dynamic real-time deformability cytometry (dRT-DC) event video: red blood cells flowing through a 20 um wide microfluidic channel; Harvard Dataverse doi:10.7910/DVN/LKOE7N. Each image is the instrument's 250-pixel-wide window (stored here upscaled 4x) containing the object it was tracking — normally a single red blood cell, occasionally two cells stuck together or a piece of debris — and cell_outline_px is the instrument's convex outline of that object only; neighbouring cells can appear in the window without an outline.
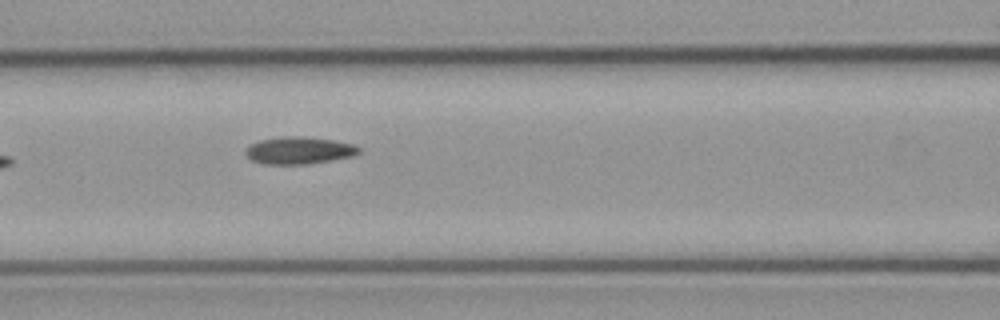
{"species": "common noctule bat (a hibernating species)", "species_latin": "Nyctalus noctula", "temperature_condition": "cold", "stored_images_in_passage": 4, "camera_frame_rate_fps": 3000, "um_per_image_px": 0.085, "animal": {"sex": "male", "body_mass_g": 23.1, "forearm_length_mm": 52.7}, "frame": {"image": 1, "passage_image": 4, "time_ms": 3.667, "image_size_px": [1000, 320], "cell_outline_px": [[360, 152], [352, 156], [304, 164], [264, 164], [252, 160], [244, 152], [252, 144], [260, 140], [284, 136], [300, 136], [332, 140], [352, 144], [360, 148]], "centroid_in_image_um": [25.4, 12.78], "position_along_channel_um": 141.2, "area_um2": 17.57}}